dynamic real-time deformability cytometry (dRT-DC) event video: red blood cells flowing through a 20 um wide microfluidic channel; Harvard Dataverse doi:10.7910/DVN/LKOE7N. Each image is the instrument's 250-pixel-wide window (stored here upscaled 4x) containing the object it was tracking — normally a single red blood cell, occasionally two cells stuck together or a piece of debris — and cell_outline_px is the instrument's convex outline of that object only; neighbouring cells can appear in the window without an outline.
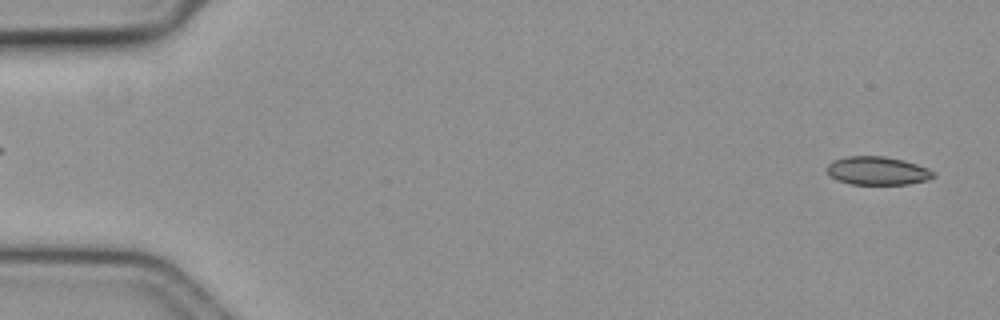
{"species": "common noctule bat (a hibernating species)", "species_latin": "Nyctalus noctula", "temperature_condition": "cold", "stored_images_in_passage": 57, "camera_frame_rate_fps": 3000, "um_per_image_px": 0.085, "animal": {"sex": "female", "body_mass_g": 19.3, "forearm_length_mm": 54.1}, "frame": {"image": 1, "passage_image": 2, "time_ms": 0.333, "image_size_px": [1000, 320], "cell_outline_px": [[936, 176], [928, 180], [908, 184], [852, 184], [840, 180], [832, 176], [828, 172], [828, 164], [832, 160], [848, 156], [884, 156], [904, 160], [928, 168], [936, 172]], "centroid_in_image_um": [74.65, 14.51], "position_along_channel_um": 10.4, "area_um2": 17.51}}
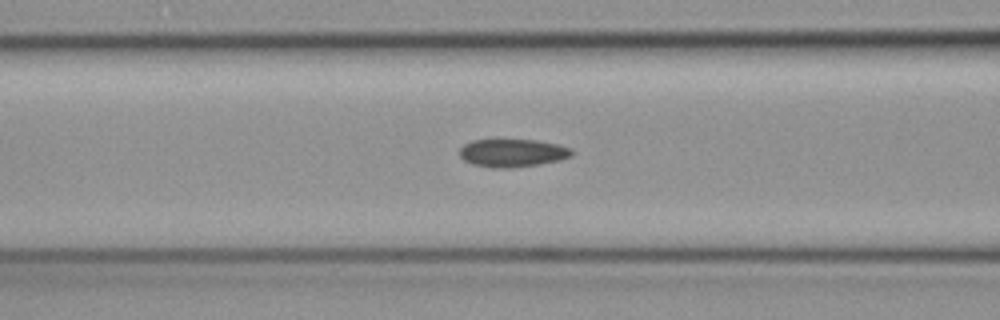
{"frame": {"image": 2, "passage_image": 23, "time_ms": 7.333, "image_size_px": [1000, 320], "cell_outline_px": [[572, 156], [560, 160], [540, 164], [512, 168], [492, 168], [472, 164], [464, 160], [460, 156], [460, 148], [464, 144], [472, 140], [536, 140], [556, 144], [572, 148]], "centroid_in_image_um": [43.56, 13.01], "position_along_channel_um": 123.0, "area_um2": 18.32}}
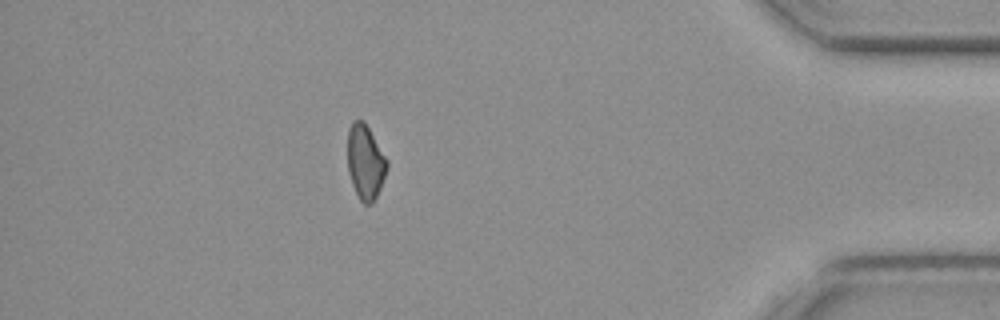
{"frame": {"image": 3, "passage_image": 50, "time_ms": 16.333, "image_size_px": [1000, 320], "cell_outline_px": [[388, 168], [380, 188], [372, 204], [364, 204], [360, 200], [352, 184], [348, 172], [348, 128], [352, 120], [364, 120], [388, 160]], "centroid_in_image_um": [31.05, 13.75], "position_along_channel_um": 404.1, "area_um2": 17.22}, "authors_computed_cell_mechanics": {"area_um2": 18.1492, "velocity_mm_per_s": 3.6453, "shape_relaxation_time_tau1_ms": null, "shape_relaxation_time_tau2_ms": 5.8457, "deformation_change_tau1": null, "deformation_change_tau2": 0.0903}}